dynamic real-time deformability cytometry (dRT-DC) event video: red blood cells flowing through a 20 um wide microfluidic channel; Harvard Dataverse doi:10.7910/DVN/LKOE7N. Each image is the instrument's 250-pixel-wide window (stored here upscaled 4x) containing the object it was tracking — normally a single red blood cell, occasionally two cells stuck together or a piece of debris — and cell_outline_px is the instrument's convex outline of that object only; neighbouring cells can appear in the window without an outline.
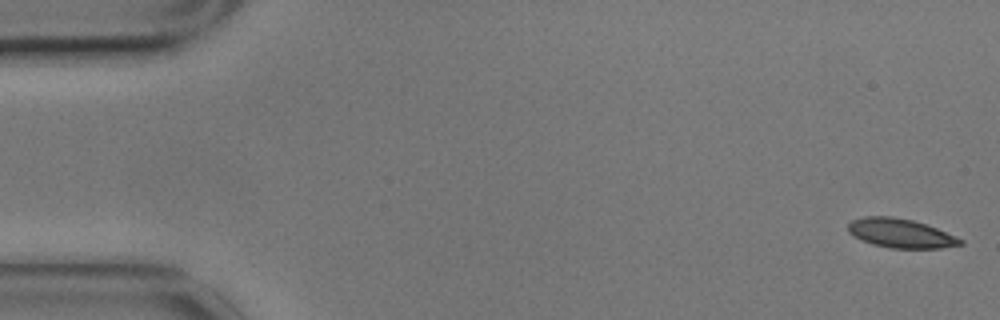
{"species": "common noctule bat (a hibernating species)", "species_latin": "Nyctalus noctula", "temperature_condition": "cold", "stored_images_in_passage": 57, "camera_frame_rate_fps": 3000, "um_per_image_px": 0.085, "animal": {"sex": "male", "body_mass_g": 17.9}, "frame": {"image": 1, "passage_image": 1, "time_ms": 0.0, "image_size_px": [1000, 320], "cell_outline_px": [[964, 244], [940, 248], [888, 248], [872, 244], [860, 240], [852, 236], [848, 232], [848, 224], [852, 220], [864, 216], [892, 216], [912, 220], [936, 228], [964, 240]], "centroid_in_image_um": [76.51, 19.83], "position_along_channel_um": 8.5, "area_um2": 19.07}}
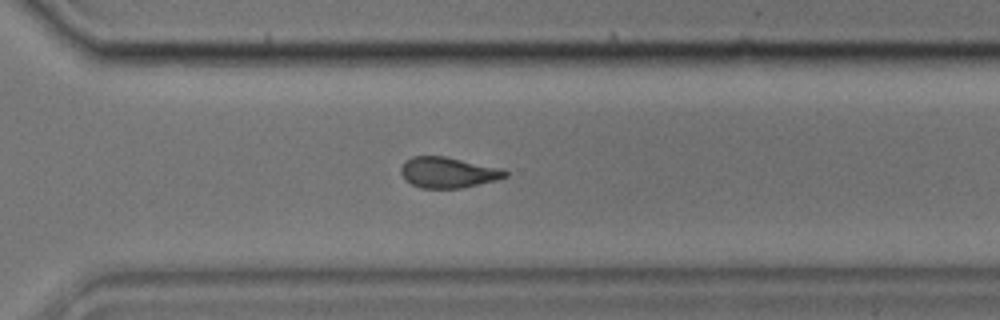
{"frame": {"image": 2, "passage_image": 40, "time_ms": 13.0, "image_size_px": [1000, 320], "cell_outline_px": [[508, 176], [496, 180], [460, 188], [420, 188], [412, 184], [400, 172], [400, 168], [404, 160], [412, 156], [444, 156], [504, 168], [508, 172]], "centroid_in_image_um": [38.1, 14.64], "position_along_channel_um": 332.5, "area_um2": 18.73}}
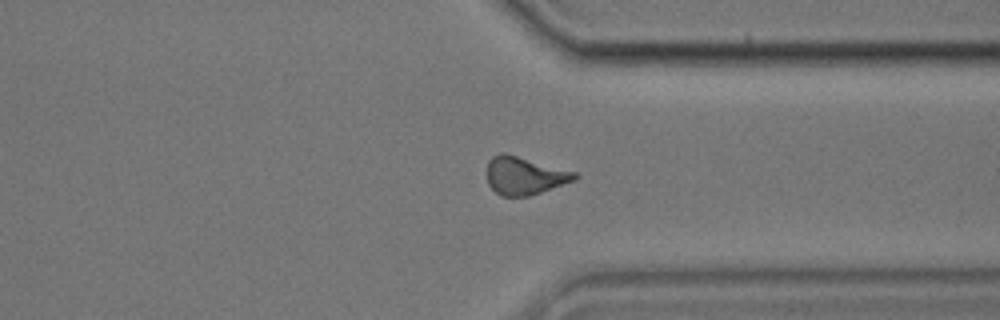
{"frame": {"image": 3, "passage_image": 43, "time_ms": 14.0, "image_size_px": [1000, 320], "cell_outline_px": [[580, 176], [576, 180], [528, 196], [500, 196], [488, 184], [488, 160], [492, 156], [500, 152], [504, 152], [576, 172]], "centroid_in_image_um": [44.59, 14.92], "position_along_channel_um": 366.8, "area_um2": 19.31}, "authors_computed_cell_mechanics": {"area_um2": 19.1896, "velocity_mm_per_s": 3.4903, "shape_relaxation_time_tau1_ms": 7.2659, "shape_relaxation_time_tau2_ms": 2.2922, "deformation_change_tau1": 0.1732, "deformation_change_tau2": 0.1002}}